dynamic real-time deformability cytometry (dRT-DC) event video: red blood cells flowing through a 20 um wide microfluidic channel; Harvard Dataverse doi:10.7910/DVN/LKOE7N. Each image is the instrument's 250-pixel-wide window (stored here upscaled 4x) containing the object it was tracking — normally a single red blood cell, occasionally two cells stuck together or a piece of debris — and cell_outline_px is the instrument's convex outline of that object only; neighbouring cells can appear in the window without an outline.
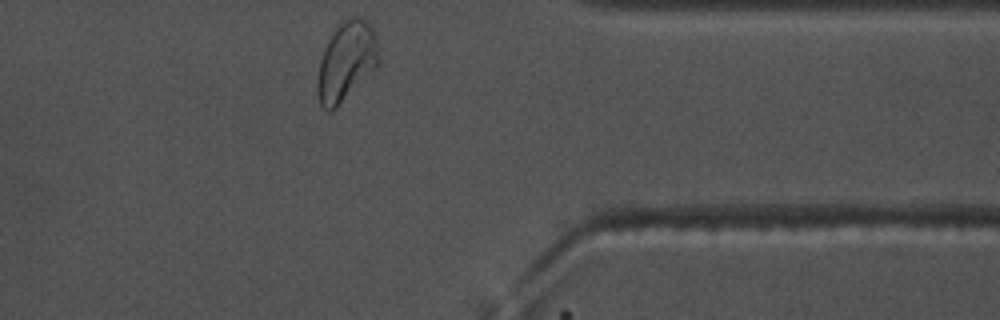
{"species": "common noctule bat (a hibernating species)", "species_latin": "Nyctalus noctula", "temperature_condition": "warm", "stored_images_in_passage": 34, "camera_frame_rate_fps": 3000, "um_per_image_px": 0.085, "animal": {"sex": "male", "body_mass_g": 17.5, "forearm_length_mm": 52.3}, "frame": {"image": 1, "passage_image": 34, "time_ms": 11.0, "image_size_px": [1000, 320], "cell_outline_px": [[376, 68], [332, 112], [328, 112], [320, 104], [316, 92], [316, 80], [320, 60], [324, 48], [332, 32], [344, 20], [352, 16], [360, 16], [372, 28], [376, 40]], "centroid_in_image_um": [29.37, 5.25], "position_along_channel_um": 382.0, "area_um2": 27.92}, "authors_computed_cell_mechanics": {"area_um2": 23.6113, "velocity_mm_per_s": 3.7168, "shape_relaxation_time_tau1_ms": 8.0851, "shape_relaxation_time_tau2_ms": 1.588, "deformation_change_tau1": 0.2249, "deformation_change_tau2": 0.082}}